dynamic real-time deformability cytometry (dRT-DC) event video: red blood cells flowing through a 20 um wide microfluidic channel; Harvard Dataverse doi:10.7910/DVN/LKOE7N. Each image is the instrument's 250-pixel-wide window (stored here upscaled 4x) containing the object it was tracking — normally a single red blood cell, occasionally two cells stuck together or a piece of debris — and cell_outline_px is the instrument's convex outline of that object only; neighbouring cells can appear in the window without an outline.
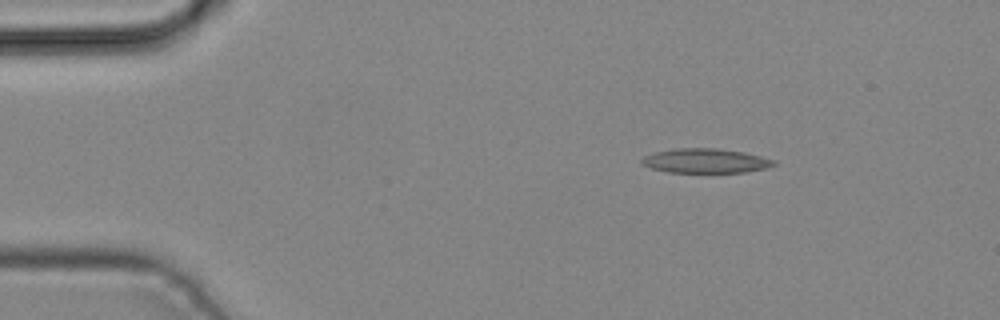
{"species": "common noctule bat (a hibernating species)", "species_latin": "Nyctalus noctula", "temperature_condition": "cold", "stored_images_in_passage": 3, "camera_frame_rate_fps": 3000, "um_per_image_px": 0.085, "animal": {"sex": "male", "body_mass_g": 19.2, "forearm_length_mm": 51.8}, "frame": {"image": 1, "passage_image": 1, "time_ms": 0.0, "image_size_px": [1000, 320], "cell_outline_px": [[776, 164], [768, 168], [748, 172], [668, 172], [652, 168], [640, 164], [640, 160], [644, 156], [656, 152], [676, 148], [716, 148], [744, 152], [776, 160]], "centroid_in_image_um": [59.99, 13.67], "position_along_channel_um": 25.0, "area_um2": 18.84}}
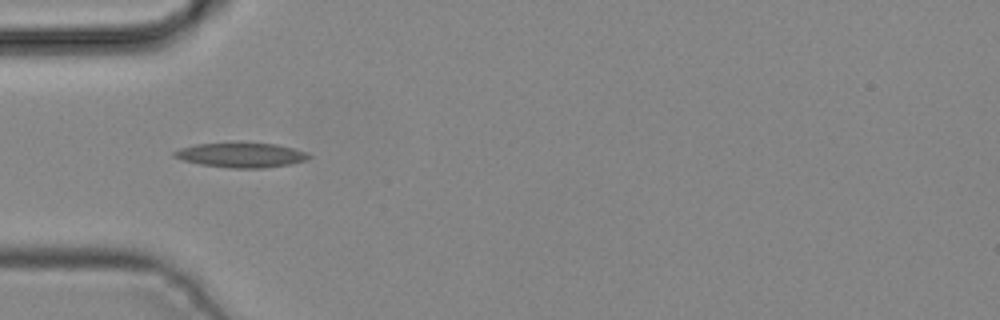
{"frame": {"image": 2, "passage_image": 3, "time_ms": 0.667, "image_size_px": [1000, 320], "cell_outline_px": [[312, 156], [304, 160], [288, 164], [264, 168], [232, 168], [200, 164], [184, 160], [172, 156], [172, 152], [180, 148], [196, 144], [236, 140], [276, 144], [308, 152]], "centroid_in_image_um": [20.46, 13.13], "position_along_channel_um": 64.5, "area_um2": 20.0}}